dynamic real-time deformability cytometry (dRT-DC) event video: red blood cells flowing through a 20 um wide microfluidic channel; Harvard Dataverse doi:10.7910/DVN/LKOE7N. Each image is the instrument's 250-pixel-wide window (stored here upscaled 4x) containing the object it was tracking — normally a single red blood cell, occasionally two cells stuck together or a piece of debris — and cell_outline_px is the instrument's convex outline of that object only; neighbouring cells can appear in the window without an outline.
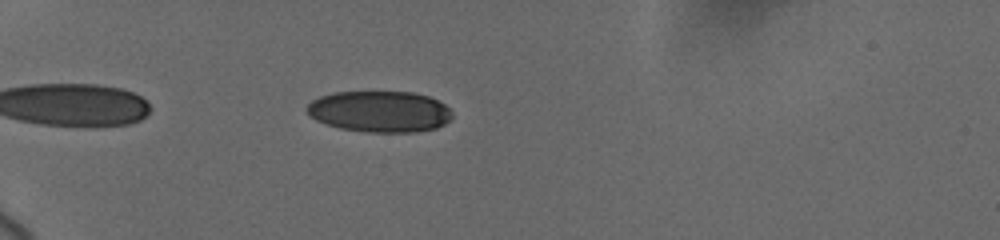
{"species": "human", "species_latin": "Homo sapiens", "temperature_condition": "cold", "stored_images_in_passage": 29, "camera_frame_rate_fps": 3000, "um_per_image_px": 0.085, "donor": {"sex": "female"}, "frame": {"image": 1, "passage_image": 3, "time_ms": 1.0, "image_size_px": [1000, 240], "cell_outline_px": [[452, 116], [444, 124], [436, 128], [416, 132], [368, 132], [340, 128], [316, 120], [304, 112], [304, 108], [312, 100], [320, 96], [332, 92], [412, 92], [428, 96], [444, 104], [452, 112]], "centroid_in_image_um": [32.23, 9.48], "position_along_channel_um": 52.8, "area_um2": 34.97}}
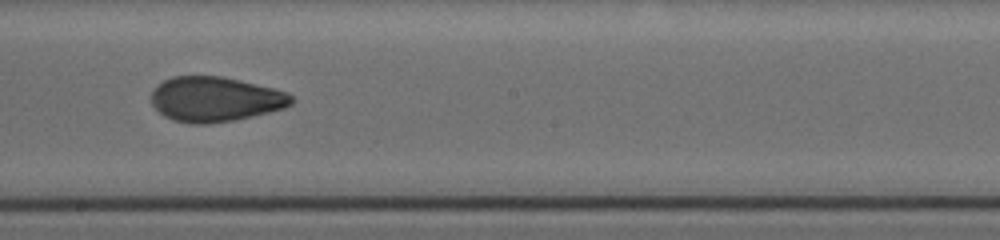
{"frame": {"image": 2, "passage_image": 16, "time_ms": 6.667, "image_size_px": [1000, 240], "cell_outline_px": [[292, 104], [284, 108], [268, 112], [232, 120], [208, 124], [192, 124], [172, 120], [164, 116], [152, 104], [152, 92], [164, 80], [172, 76], [220, 76], [240, 80], [288, 92], [292, 96]], "centroid_in_image_um": [18.29, 8.43], "position_along_channel_um": 229.9, "area_um2": 36.36}}
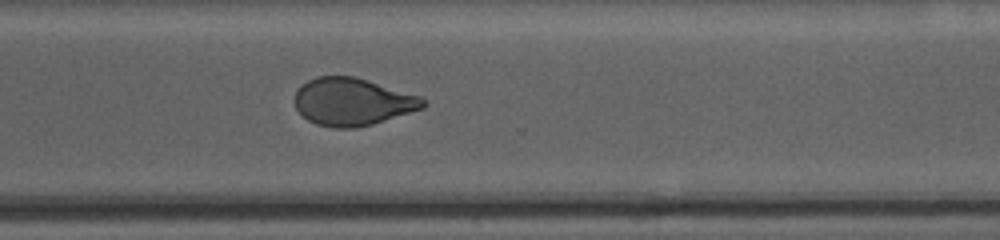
{"frame": {"image": 3, "passage_image": 29, "time_ms": 9.667, "image_size_px": [1000, 240], "cell_outline_px": [[428, 104], [424, 108], [372, 124], [356, 128], [336, 128], [316, 124], [308, 120], [296, 108], [296, 92], [300, 84], [316, 76], [352, 76], [420, 96]], "centroid_in_image_um": [29.95, 8.65], "position_along_channel_um": 340.6, "area_um2": 35.26}}